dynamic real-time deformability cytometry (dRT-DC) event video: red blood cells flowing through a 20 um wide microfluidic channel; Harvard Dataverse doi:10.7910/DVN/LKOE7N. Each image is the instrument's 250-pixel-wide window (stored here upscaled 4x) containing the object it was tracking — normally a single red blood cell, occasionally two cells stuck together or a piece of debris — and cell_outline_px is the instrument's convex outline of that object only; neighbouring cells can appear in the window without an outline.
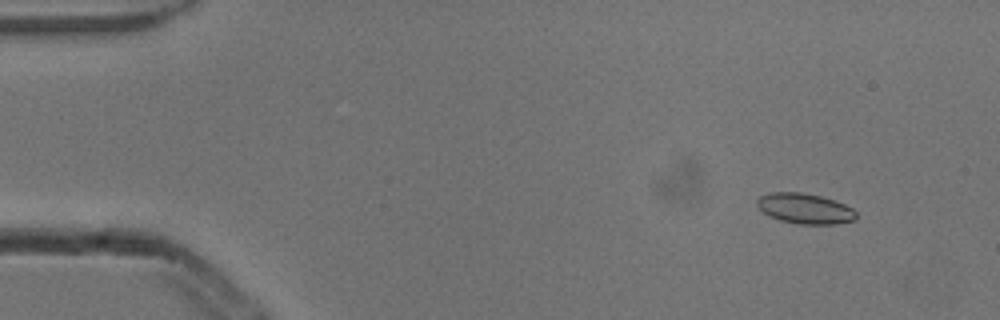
{"species": "common noctule bat (a hibernating species)", "species_latin": "Nyctalus noctula", "temperature_condition": "cold", "stored_images_in_passage": 5, "camera_frame_rate_fps": 3000, "um_per_image_px": 0.085, "animal": {"sex": "male", "body_mass_g": 13.3}, "frame": {"image": 1, "passage_image": 1, "time_ms": 0.0, "image_size_px": [1000, 320], "cell_outline_px": [[856, 220], [836, 224], [800, 224], [780, 220], [768, 216], [756, 204], [756, 200], [760, 196], [772, 192], [800, 192], [820, 196], [836, 200], [852, 208], [856, 212]], "centroid_in_image_um": [68.43, 17.73], "position_along_channel_um": 16.6, "area_um2": 17.57}}
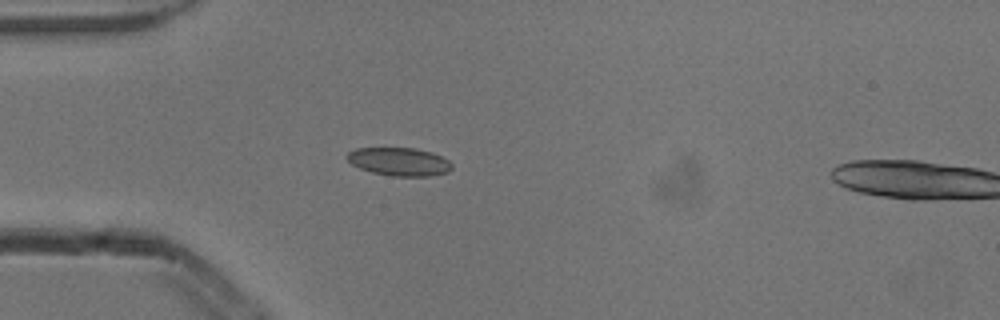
{"frame": {"image": 2, "passage_image": 4, "time_ms": 1.0, "image_size_px": [1000, 320], "cell_outline_px": [[452, 168], [448, 172], [428, 176], [392, 176], [372, 172], [360, 168], [352, 164], [348, 160], [348, 152], [356, 148], [416, 148], [432, 152], [448, 160], [452, 164]], "centroid_in_image_um": [33.95, 13.74], "position_along_channel_um": 51.0, "area_um2": 17.11}}